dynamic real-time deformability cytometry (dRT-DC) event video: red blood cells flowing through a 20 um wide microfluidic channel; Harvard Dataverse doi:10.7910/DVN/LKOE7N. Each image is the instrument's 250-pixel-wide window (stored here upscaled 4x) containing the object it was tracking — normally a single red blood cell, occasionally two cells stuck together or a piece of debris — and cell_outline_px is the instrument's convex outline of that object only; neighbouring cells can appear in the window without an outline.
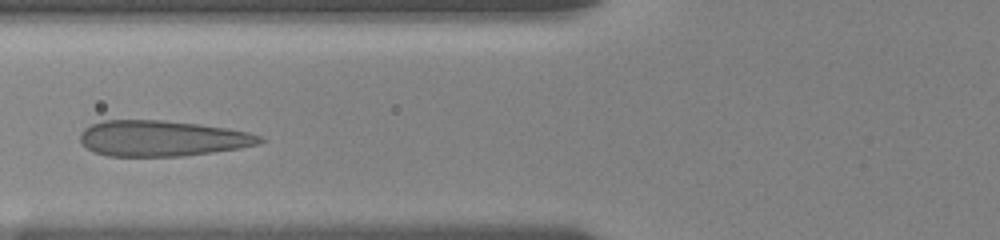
{"species": "human", "species_latin": "Homo sapiens", "temperature_condition": "room temperature", "stored_images_in_passage": 8, "camera_frame_rate_fps": 3000, "um_per_image_px": 0.085, "donor": {"sex": "female"}, "frame": {"image": 1, "passage_image": 7, "time_ms": 3.667, "image_size_px": [1000, 240], "cell_outline_px": [[264, 140], [260, 144], [240, 148], [212, 152], [180, 156], [108, 156], [96, 152], [88, 148], [80, 140], [80, 132], [84, 128], [92, 124], [104, 120], [164, 120], [200, 124], [228, 128], [248, 132], [260, 136]], "centroid_in_image_um": [13.79, 11.75], "position_along_channel_um": 112.0, "area_um2": 37.4}}